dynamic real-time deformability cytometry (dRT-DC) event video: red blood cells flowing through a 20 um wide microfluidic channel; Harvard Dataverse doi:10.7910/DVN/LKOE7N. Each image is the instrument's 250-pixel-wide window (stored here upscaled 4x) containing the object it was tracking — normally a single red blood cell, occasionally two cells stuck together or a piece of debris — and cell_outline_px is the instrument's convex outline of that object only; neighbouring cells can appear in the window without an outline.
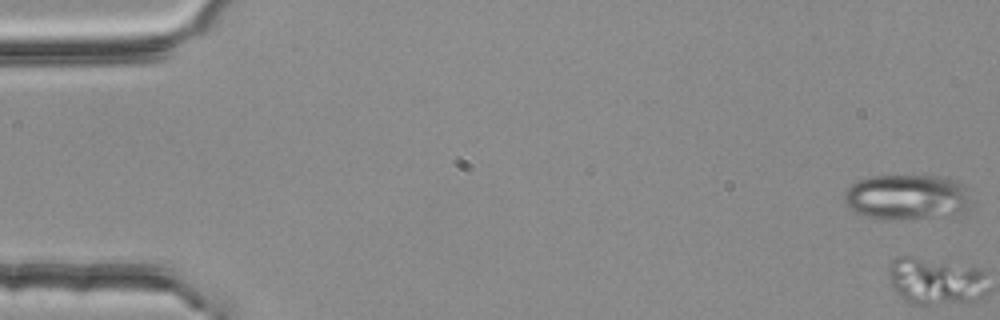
{"species": "common noctule bat (a hibernating species)", "species_latin": "Nyctalus noctula", "temperature_condition": "room temperature", "stored_images_in_passage": 2, "camera_frame_rate_fps": 3000, "um_per_image_px": 0.085, "animal": {"sex": "female", "body_mass_g": 25.1}, "frame": {"image": 1, "passage_image": 1, "time_ms": 0.0, "image_size_px": [1000, 320], "cell_outline_px": [[976, 204], [960, 212], [904, 220], [880, 220], [856, 212], [844, 200], [844, 192], [856, 180], [872, 176], [944, 176], [960, 184], [964, 188]], "centroid_in_image_um": [77.09, 16.75], "position_along_channel_um": 7.9, "area_um2": 33.47}}